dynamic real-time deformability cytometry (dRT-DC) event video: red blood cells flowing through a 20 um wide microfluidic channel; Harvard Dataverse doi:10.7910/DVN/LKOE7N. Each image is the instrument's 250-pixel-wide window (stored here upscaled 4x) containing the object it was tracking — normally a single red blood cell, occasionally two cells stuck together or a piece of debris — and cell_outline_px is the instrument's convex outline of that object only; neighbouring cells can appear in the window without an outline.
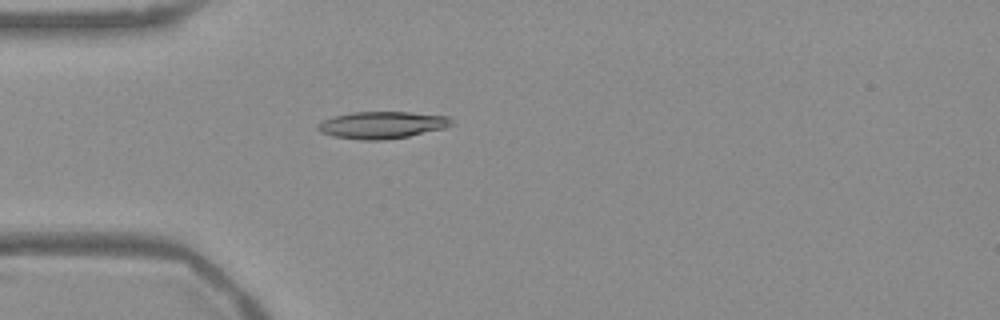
{"species": "Egyptian fruit bat (a non-hibernating species)", "species_latin": "Rousettus aegyptiacus", "temperature_condition": "warm", "stored_images_in_passage": 54, "camera_frame_rate_fps": 3000, "um_per_image_px": 0.085, "frame": {"image": 1, "passage_image": 15, "time_ms": 4.667, "image_size_px": [1000, 320], "cell_outline_px": [[452, 124], [444, 128], [408, 136], [384, 140], [360, 140], [332, 136], [320, 132], [316, 128], [316, 124], [332, 116], [352, 112], [412, 112], [448, 116], [452, 120]], "centroid_in_image_um": [32.43, 10.62], "position_along_channel_um": 52.6, "area_um2": 21.15}}
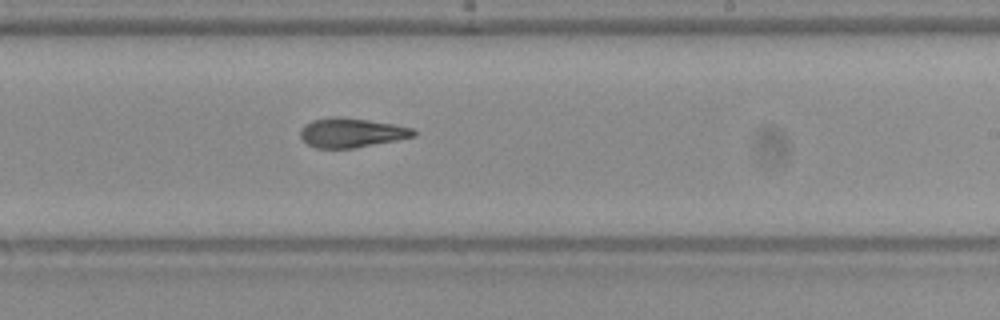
{"frame": {"image": 2, "passage_image": 32, "time_ms": 10.333, "image_size_px": [1000, 320], "cell_outline_px": [[416, 136], [396, 140], [352, 148], [316, 148], [308, 144], [300, 136], [300, 128], [304, 124], [312, 120], [336, 116], [368, 120], [392, 124], [412, 128], [416, 132]], "centroid_in_image_um": [29.84, 11.28], "position_along_channel_um": 259.2, "area_um2": 19.19}}
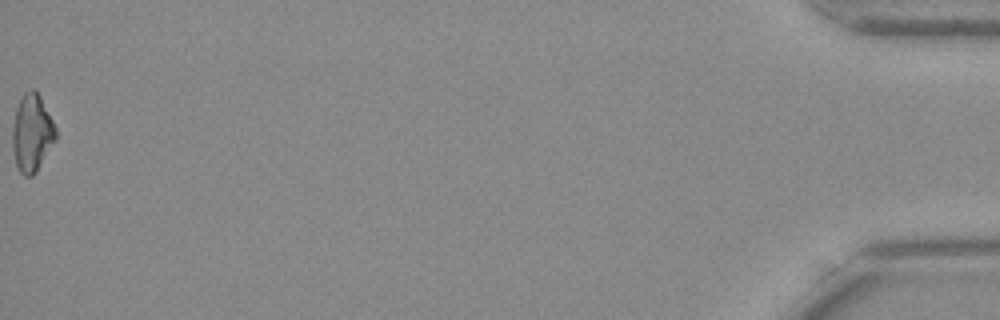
{"frame": {"image": 3, "passage_image": 54, "time_ms": 17.667, "image_size_px": [1000, 320], "cell_outline_px": [[56, 140], [36, 172], [32, 176], [24, 176], [20, 172], [16, 164], [12, 148], [12, 128], [16, 108], [24, 92], [28, 88], [36, 88], [56, 128]], "centroid_in_image_um": [2.71, 11.29], "position_along_channel_um": 432.5, "area_um2": 19.65}, "authors_computed_cell_mechanics": {"area_um2": 19.652, "velocity_mm_per_s": 3.7727, "shape_relaxation_time_tau1_ms": 5.9778, "shape_relaxation_time_tau2_ms": 2.9914, "deformation_change_tau1": 0.1889, "deformation_change_tau2": 0.102}}